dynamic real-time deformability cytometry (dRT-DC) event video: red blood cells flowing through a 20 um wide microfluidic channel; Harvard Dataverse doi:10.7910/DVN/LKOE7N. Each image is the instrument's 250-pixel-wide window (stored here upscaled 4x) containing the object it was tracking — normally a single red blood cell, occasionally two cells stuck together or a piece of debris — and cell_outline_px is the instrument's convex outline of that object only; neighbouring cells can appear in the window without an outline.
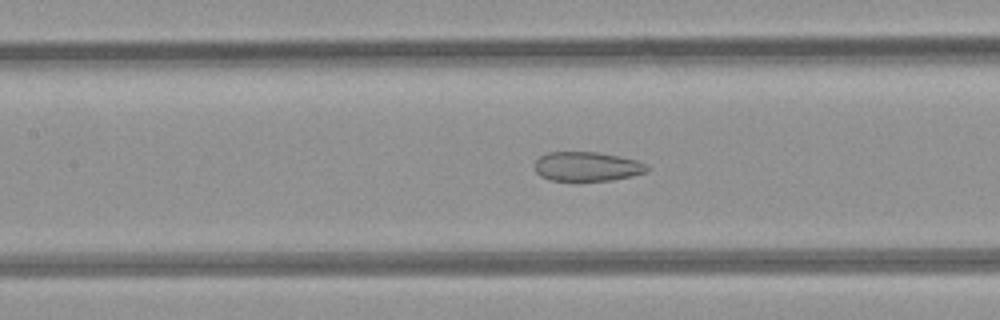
{"species": "common noctule bat (a hibernating species)", "species_latin": "Nyctalus noctula", "temperature_condition": "room temperature", "stored_images_in_passage": 36, "camera_frame_rate_fps": 3000, "um_per_image_px": 0.085, "animal": {"sex": "female", "body_mass_g": 21.9}, "frame": {"image": 1, "passage_image": 8, "time_ms": 2.333, "image_size_px": [1000, 320], "cell_outline_px": [[648, 172], [632, 176], [612, 180], [576, 184], [552, 180], [540, 176], [536, 172], [532, 164], [540, 156], [548, 152], [596, 152], [620, 156], [636, 160], [648, 164]], "centroid_in_image_um": [49.87, 14.2], "position_along_channel_um": 157.5, "area_um2": 20.17}}
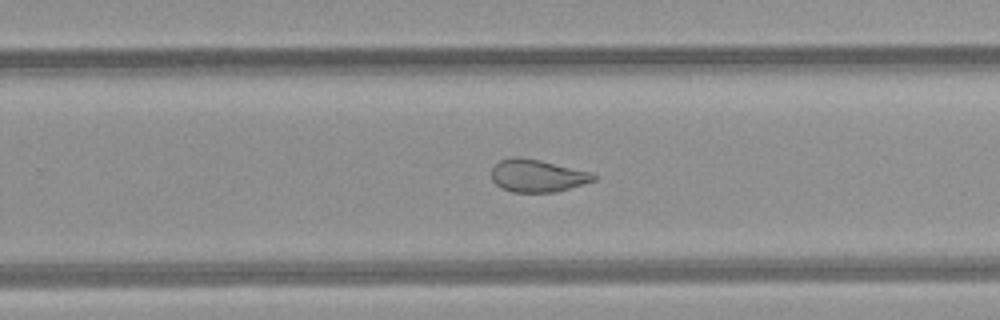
{"frame": {"image": 2, "passage_image": 17, "time_ms": 5.333, "image_size_px": [1000, 320], "cell_outline_px": [[596, 180], [556, 192], [512, 192], [500, 188], [492, 180], [492, 168], [500, 160], [512, 156], [520, 156], [540, 160], [592, 172], [596, 176]], "centroid_in_image_um": [45.66, 14.93], "position_along_channel_um": 284.1, "area_um2": 19.48}}
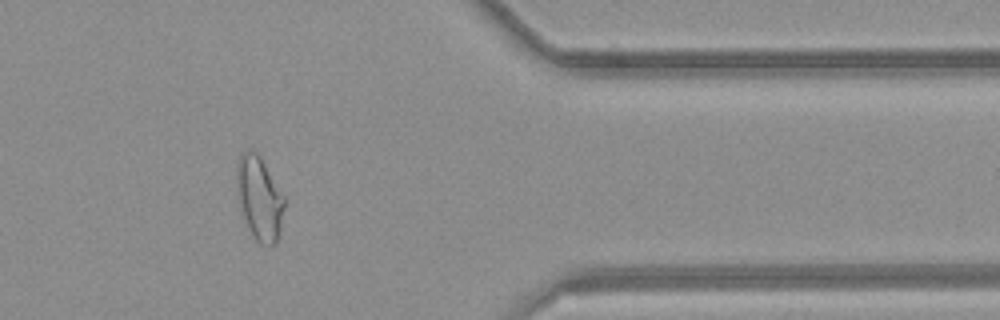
{"frame": {"image": 3, "passage_image": 26, "time_ms": 8.333, "image_size_px": [1000, 320], "cell_outline_px": [[288, 200], [280, 232], [276, 240], [272, 244], [260, 244], [256, 240], [244, 216], [240, 204], [236, 188], [236, 168], [240, 152], [252, 148], [260, 156]], "centroid_in_image_um": [22.09, 16.78], "position_along_channel_um": 389.3, "area_um2": 23.52}, "authors_computed_cell_mechanics": {"area_um2": 21.2126, "velocity_mm_per_s": 4.2383, "shape_relaxation_time_tau1_ms": null, "shape_relaxation_time_tau2_ms": 1.594, "deformation_change_tau1": null, "deformation_change_tau2": 0.0893}}